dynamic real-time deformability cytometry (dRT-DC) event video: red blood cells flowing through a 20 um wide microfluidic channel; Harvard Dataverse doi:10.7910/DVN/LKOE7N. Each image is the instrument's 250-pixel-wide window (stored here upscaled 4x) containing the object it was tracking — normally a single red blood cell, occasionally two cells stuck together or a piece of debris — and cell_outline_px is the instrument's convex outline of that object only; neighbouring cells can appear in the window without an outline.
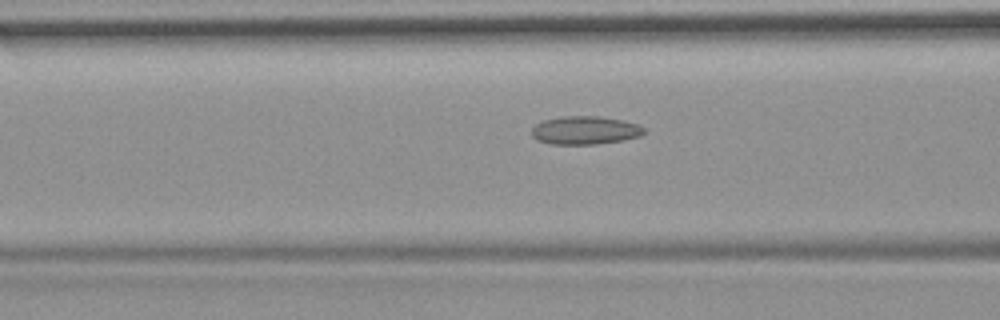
{"species": "common noctule bat (a hibernating species)", "species_latin": "Nyctalus noctula", "temperature_condition": "room temperature", "stored_images_in_passage": 39, "camera_frame_rate_fps": 3000, "um_per_image_px": 0.085, "animal": {"sex": "female", "body_mass_g": 19.9}, "frame": {"image": 1, "passage_image": 17, "time_ms": 5.333, "image_size_px": [1000, 320], "cell_outline_px": [[644, 132], [640, 136], [624, 140], [596, 144], [552, 144], [536, 140], [532, 136], [532, 128], [536, 124], [544, 120], [564, 116], [600, 116], [624, 120], [636, 124], [644, 128]], "centroid_in_image_um": [49.72, 11.07], "position_along_channel_um": 116.9, "area_um2": 18.5}}